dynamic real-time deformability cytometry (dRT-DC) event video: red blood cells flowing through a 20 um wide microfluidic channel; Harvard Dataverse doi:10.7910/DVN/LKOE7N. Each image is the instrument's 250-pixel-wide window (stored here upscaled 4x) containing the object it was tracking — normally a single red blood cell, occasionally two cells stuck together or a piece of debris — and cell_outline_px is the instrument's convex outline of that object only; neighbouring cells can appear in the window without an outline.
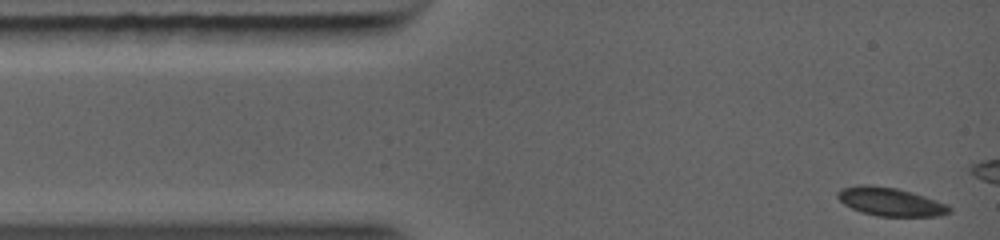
{"species": "common noctule bat (a hibernating species)", "species_latin": "Nyctalus noctula", "temperature_condition": "warm", "stored_images_in_passage": 5, "camera_frame_rate_fps": 5000, "um_per_image_px": 0.085, "animal": {"sex": "female", "body_mass_g": 19.0, "forearm_length_mm": 56.7}, "frame": {"image": 1, "passage_image": 1, "time_ms": 0.0, "image_size_px": [1000, 240], "cell_outline_px": [[948, 212], [928, 216], [884, 216], [864, 212], [852, 208], [840, 200], [840, 192], [848, 188], [892, 188], [908, 192], [940, 204], [948, 208]], "centroid_in_image_um": [75.66, 17.21], "position_along_channel_um": 9.3, "area_um2": 16.01}}